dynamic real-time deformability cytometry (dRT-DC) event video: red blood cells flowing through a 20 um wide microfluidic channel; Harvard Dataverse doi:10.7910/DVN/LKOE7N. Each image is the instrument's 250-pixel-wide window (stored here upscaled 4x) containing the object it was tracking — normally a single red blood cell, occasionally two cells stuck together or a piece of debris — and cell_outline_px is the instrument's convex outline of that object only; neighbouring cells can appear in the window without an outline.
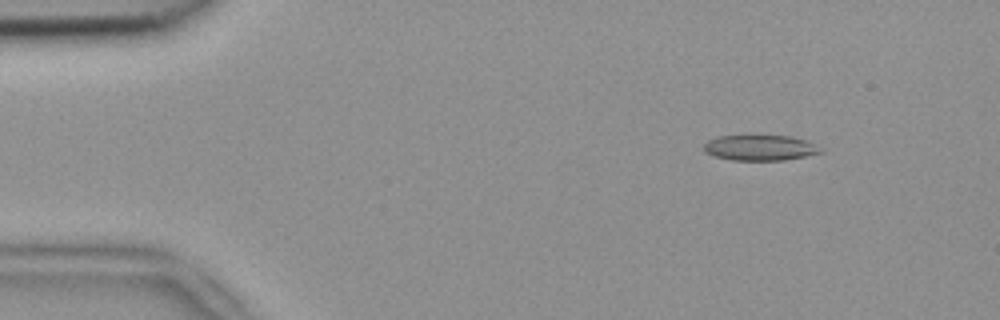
{"species": "common noctule bat (a hibernating species)", "species_latin": "Nyctalus noctula", "temperature_condition": "room temperature", "stored_images_in_passage": 3, "camera_frame_rate_fps": 3000, "um_per_image_px": 0.085, "animal": {"sex": "female", "body_mass_g": 18.4}, "frame": {"image": 1, "passage_image": 1, "time_ms": 0.0, "image_size_px": [1000, 320], "cell_outline_px": [[824, 152], [784, 160], [732, 160], [712, 156], [704, 152], [704, 144], [708, 140], [716, 136], [792, 136], [808, 140], [816, 144]], "centroid_in_image_um": [64.6, 12.56], "position_along_channel_um": 20.4, "area_um2": 17.46}}